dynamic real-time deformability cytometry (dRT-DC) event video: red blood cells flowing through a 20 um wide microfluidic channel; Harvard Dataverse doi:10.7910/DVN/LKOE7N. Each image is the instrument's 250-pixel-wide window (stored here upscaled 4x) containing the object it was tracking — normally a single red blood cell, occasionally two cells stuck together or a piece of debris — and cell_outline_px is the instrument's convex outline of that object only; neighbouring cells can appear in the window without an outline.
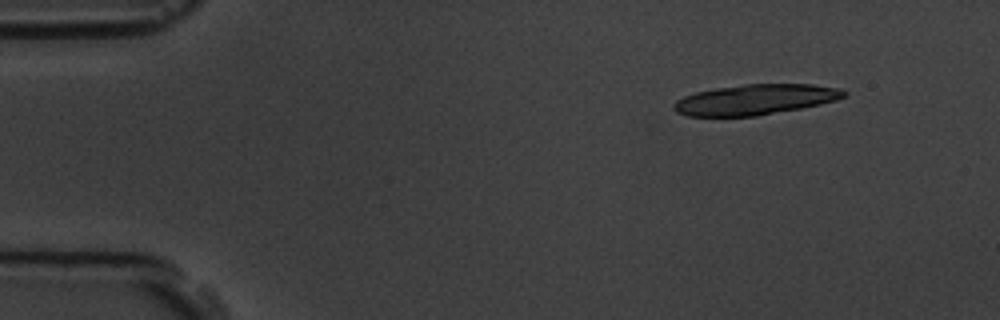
{"species": "common noctule bat (a hibernating species)", "species_latin": "Nyctalus noctula", "temperature_condition": "room temperature", "stored_images_in_passage": 4, "camera_frame_rate_fps": 3000, "um_per_image_px": 0.085, "animal": {"sex": "male", "body_mass_g": 19.5, "forearm_length_mm": 54.6}, "frame": {"image": 1, "passage_image": 1, "time_ms": 0.0, "image_size_px": [1000, 320], "cell_outline_px": [[848, 92], [844, 96], [836, 100], [820, 104], [800, 108], [756, 116], [688, 116], [676, 112], [672, 108], [672, 104], [676, 100], [684, 96], [696, 92], [716, 88], [744, 84], [812, 84], [840, 88]], "centroid_in_image_um": [64.17, 8.46], "position_along_channel_um": 20.8, "area_um2": 30.11}}